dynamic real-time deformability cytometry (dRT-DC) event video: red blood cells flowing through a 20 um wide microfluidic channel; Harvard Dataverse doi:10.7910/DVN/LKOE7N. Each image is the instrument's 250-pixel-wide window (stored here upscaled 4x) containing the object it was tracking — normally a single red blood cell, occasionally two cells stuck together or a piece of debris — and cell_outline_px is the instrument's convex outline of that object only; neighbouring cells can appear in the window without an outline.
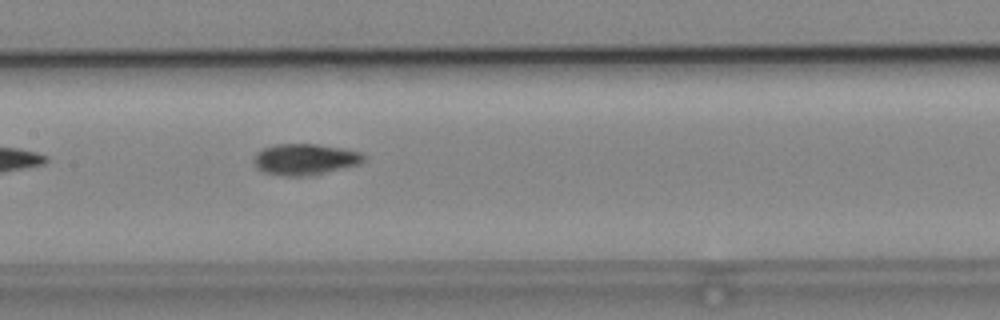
{"species": "common noctule bat (a hibernating species)", "species_latin": "Nyctalus noctula", "temperature_condition": "cold", "stored_images_in_passage": 5, "camera_frame_rate_fps": 3000, "um_per_image_px": 0.085, "animal": {"sex": "male", "body_mass_g": 19.2, "forearm_length_mm": 51.8}, "frame": {"image": 1, "passage_image": 5, "time_ms": 5.0, "image_size_px": [1000, 320], "cell_outline_px": [[364, 160], [360, 164], [320, 172], [296, 176], [284, 176], [264, 172], [256, 168], [252, 164], [252, 160], [256, 152], [264, 148], [276, 144], [316, 144], [340, 148], [360, 152], [364, 156]], "centroid_in_image_um": [25.83, 13.52], "position_along_channel_um": 181.6, "area_um2": 19.54}}